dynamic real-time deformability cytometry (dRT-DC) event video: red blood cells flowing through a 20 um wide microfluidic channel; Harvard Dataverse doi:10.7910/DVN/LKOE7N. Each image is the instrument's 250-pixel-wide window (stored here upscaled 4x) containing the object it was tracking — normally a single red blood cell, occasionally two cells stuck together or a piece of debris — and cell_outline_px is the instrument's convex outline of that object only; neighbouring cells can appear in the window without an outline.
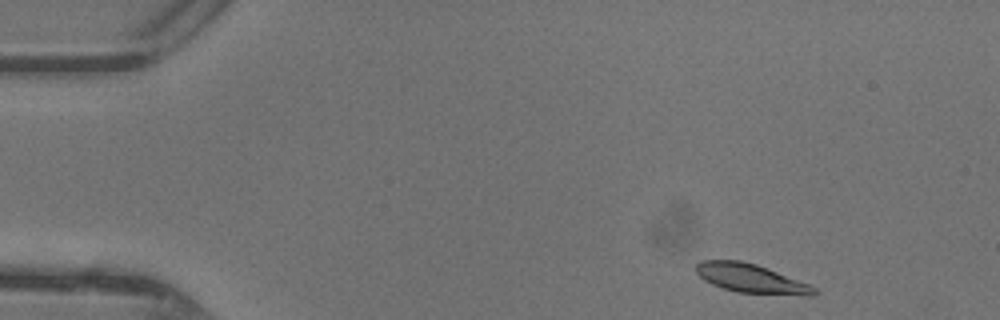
{"species": "common noctule bat (a hibernating species)", "species_latin": "Nyctalus noctula", "temperature_condition": "warm", "stored_images_in_passage": 13, "camera_frame_rate_fps": 3000, "um_per_image_px": 0.085, "animal": {"sex": "female"}, "frame": {"image": 1, "passage_image": 2, "time_ms": 0.333, "image_size_px": [1000, 320], "cell_outline_px": [[820, 292], [816, 296], [804, 296], [736, 292], [712, 284], [704, 280], [692, 268], [700, 260], [740, 260], [756, 264], [808, 284], [816, 288]], "centroid_in_image_um": [63.83, 23.68], "position_along_channel_um": 21.2, "area_um2": 20.06}}
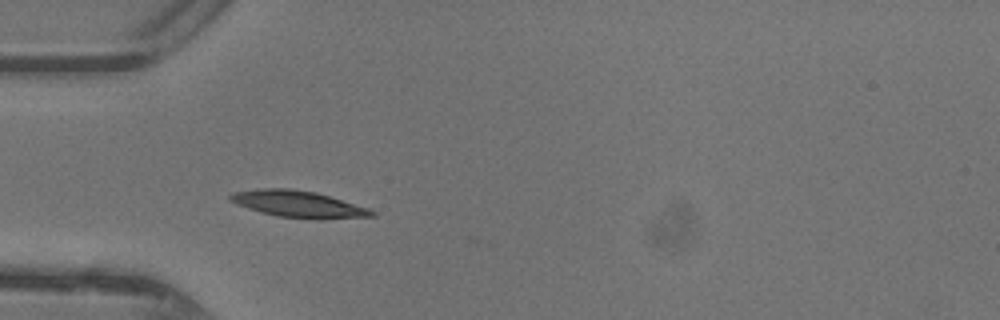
{"frame": {"image": 2, "passage_image": 11, "time_ms": 3.333, "image_size_px": [1000, 320], "cell_outline_px": [[376, 216], [324, 220], [320, 220], [276, 216], [260, 212], [236, 204], [228, 200], [228, 196], [232, 192], [264, 188], [288, 188], [316, 192], [368, 208], [376, 212]], "centroid_in_image_um": [25.36, 17.36], "position_along_channel_um": 59.6, "area_um2": 22.2}}